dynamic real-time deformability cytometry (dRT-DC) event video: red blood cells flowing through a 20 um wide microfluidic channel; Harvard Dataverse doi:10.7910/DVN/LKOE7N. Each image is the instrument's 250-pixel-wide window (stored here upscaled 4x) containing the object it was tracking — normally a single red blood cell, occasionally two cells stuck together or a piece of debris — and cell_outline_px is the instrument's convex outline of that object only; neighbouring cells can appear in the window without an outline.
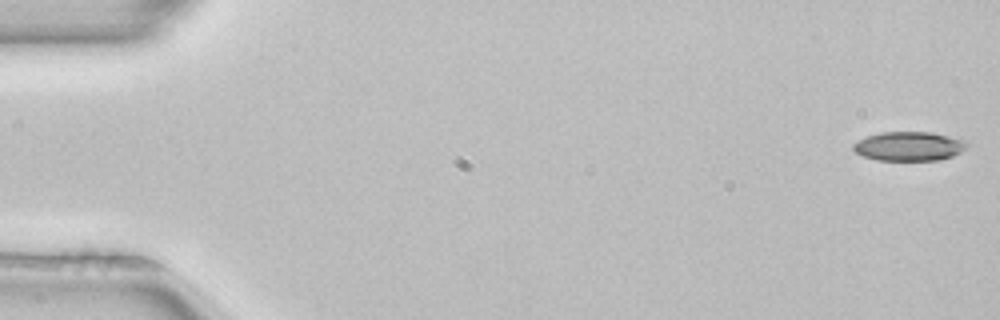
{"species": "common noctule bat (a hibernating species)", "species_latin": "Nyctalus noctula", "temperature_condition": "room temperature", "stored_images_in_passage": 6, "segment_of_instrument_passage": [1, 2], "camera_frame_rate_fps": 3000, "um_per_image_px": 0.085, "animal": {"sex": "female", "body_mass_g": 22.7, "forearm_length_mm": 54.2}, "frame": {"image": 1, "passage_image": 1, "time_ms": 0.0, "image_size_px": [1000, 320], "cell_outline_px": [[968, 144], [960, 152], [952, 156], [940, 160], [876, 160], [864, 156], [856, 152], [852, 148], [852, 144], [868, 136], [880, 132], [932, 132], [964, 140]], "centroid_in_image_um": [77.25, 12.43], "position_along_channel_um": 7.7, "area_um2": 19.13}}
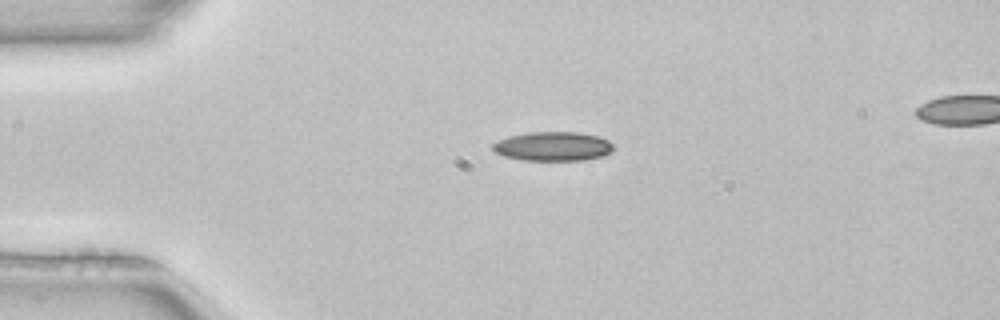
{"frame": {"image": 2, "passage_image": 4, "time_ms": 1.0, "image_size_px": [1000, 320], "cell_outline_px": [[612, 148], [604, 156], [584, 160], [520, 160], [504, 156], [496, 152], [492, 148], [492, 144], [496, 140], [508, 136], [528, 132], [576, 132], [600, 136], [608, 140], [612, 144]], "centroid_in_image_um": [46.96, 12.43], "position_along_channel_um": 38.0, "area_um2": 20.58}}